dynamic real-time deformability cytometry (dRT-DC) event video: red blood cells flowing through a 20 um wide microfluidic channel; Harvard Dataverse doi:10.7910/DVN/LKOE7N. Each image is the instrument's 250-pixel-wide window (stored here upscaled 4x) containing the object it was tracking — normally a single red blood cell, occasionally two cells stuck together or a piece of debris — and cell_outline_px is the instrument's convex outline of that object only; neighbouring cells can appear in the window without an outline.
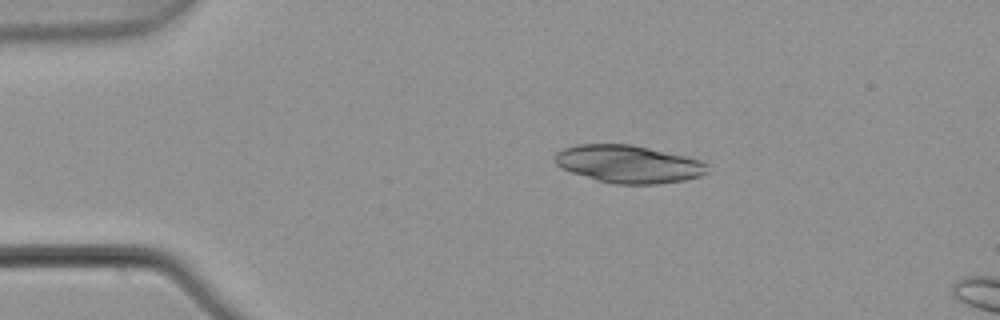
{"species": "common noctule bat (a hibernating species)", "species_latin": "Nyctalus noctula", "temperature_condition": "warm", "stored_images_in_passage": 2, "camera_frame_rate_fps": 3000, "um_per_image_px": 0.085, "animal": {"sex": "male", "body_mass_g": 21.5, "forearm_length_mm": 52.0}, "frame": {"image": 1, "passage_image": 1, "time_ms": 0.0, "image_size_px": [1000, 320], "cell_outline_px": [[708, 172], [700, 176], [684, 180], [656, 184], [616, 184], [596, 180], [560, 168], [556, 164], [556, 152], [564, 148], [576, 144], [632, 144], [684, 156], [700, 160], [708, 164]], "centroid_in_image_um": [53.42, 13.94], "position_along_channel_um": 31.6, "area_um2": 33.41}}